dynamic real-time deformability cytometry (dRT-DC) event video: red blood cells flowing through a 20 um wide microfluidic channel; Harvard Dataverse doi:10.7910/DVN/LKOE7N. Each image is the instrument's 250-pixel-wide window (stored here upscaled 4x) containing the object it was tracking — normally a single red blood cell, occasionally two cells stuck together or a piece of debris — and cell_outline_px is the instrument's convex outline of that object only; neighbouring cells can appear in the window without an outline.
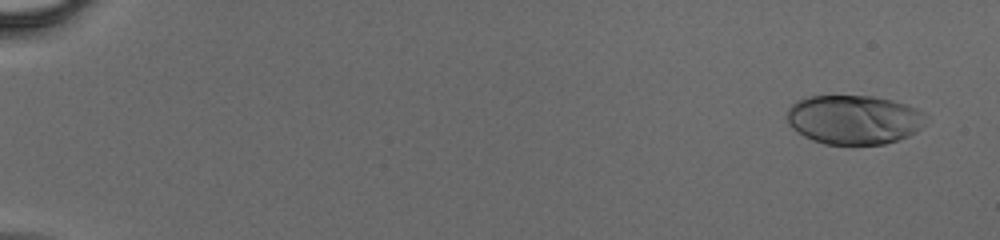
{"species": "human", "species_latin": "Homo sapiens", "temperature_condition": "cold", "stored_images_in_passage": 45, "camera_frame_rate_fps": 3000, "um_per_image_px": 0.085, "donor": {"sex": "male"}, "frame": {"image": 1, "passage_image": 1, "time_ms": 0.0, "image_size_px": [1000, 240], "cell_outline_px": [[924, 124], [916, 132], [908, 136], [884, 144], [824, 144], [812, 140], [804, 136], [792, 128], [788, 124], [788, 108], [792, 104], [808, 96], [872, 96], [892, 100], [916, 108], [924, 112]], "centroid_in_image_um": [72.57, 10.17], "position_along_channel_um": 12.4, "area_um2": 39.65}}
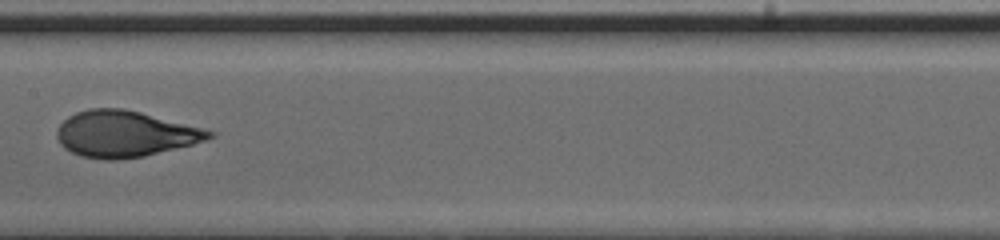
{"frame": {"image": 2, "passage_image": 25, "time_ms": 8.0, "image_size_px": [1000, 240], "cell_outline_px": [[216, 136], [192, 144], [144, 156], [112, 160], [104, 160], [80, 156], [64, 148], [60, 144], [56, 136], [56, 132], [60, 124], [68, 116], [76, 112], [88, 108], [124, 108], [140, 112], [216, 132]], "centroid_in_image_um": [10.56, 11.38], "position_along_channel_um": 196.8, "area_um2": 40.75}}
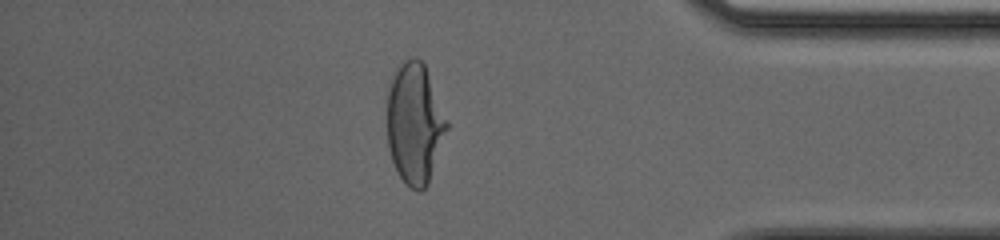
{"frame": {"image": 3, "passage_image": 40, "time_ms": 13.0, "image_size_px": [1000, 240], "cell_outline_px": [[448, 128], [428, 184], [420, 192], [416, 192], [400, 176], [392, 160], [388, 148], [388, 84], [392, 72], [404, 60], [412, 56], [416, 56], [424, 64], [448, 120]], "centroid_in_image_um": [35.25, 10.45], "position_along_channel_um": 400.0, "area_um2": 42.02}}